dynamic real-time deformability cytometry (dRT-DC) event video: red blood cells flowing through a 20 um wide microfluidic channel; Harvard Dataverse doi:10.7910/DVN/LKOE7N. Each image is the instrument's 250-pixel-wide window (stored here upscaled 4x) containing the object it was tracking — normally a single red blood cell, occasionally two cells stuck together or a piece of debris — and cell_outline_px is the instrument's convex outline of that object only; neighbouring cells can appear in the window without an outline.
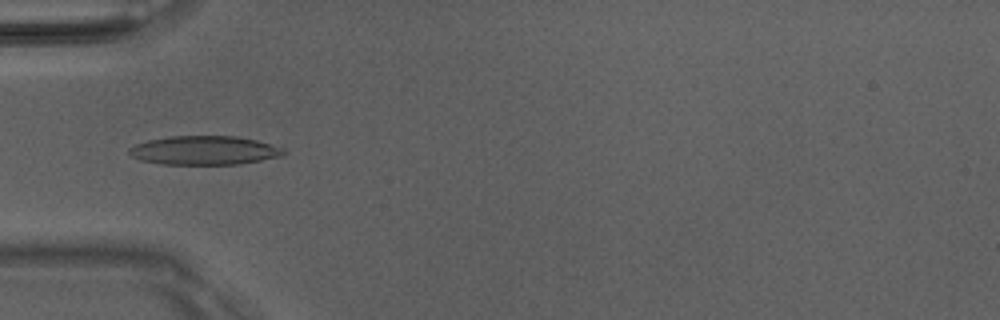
{"species": "Egyptian fruit bat (a non-hibernating species)", "species_latin": "Rousettus aegyptiacus", "temperature_condition": "room temperature", "stored_images_in_passage": 13, "camera_frame_rate_fps": 3000, "um_per_image_px": 0.085, "animal": {"sex": "male"}, "frame": {"image": 1, "passage_image": 7, "time_ms": 2.0, "image_size_px": [1000, 320], "cell_outline_px": [[284, 156], [240, 164], [160, 164], [140, 160], [132, 156], [128, 152], [128, 148], [136, 144], [148, 140], [168, 136], [236, 136], [256, 140], [284, 148]], "centroid_in_image_um": [17.36, 12.78], "position_along_channel_um": 67.6, "area_um2": 26.07}}
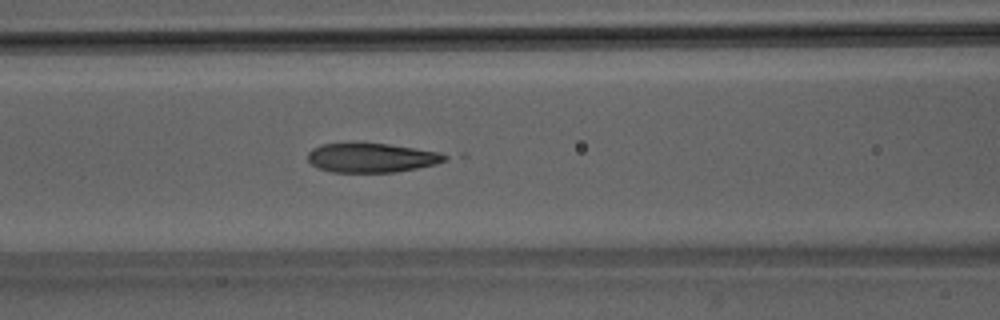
{"frame": {"image": 2, "passage_image": 12, "time_ms": 3.667, "image_size_px": [1000, 320], "cell_outline_px": [[452, 156], [436, 164], [396, 172], [332, 172], [320, 168], [312, 164], [308, 160], [308, 152], [312, 148], [320, 144], [388, 144], [440, 152]], "centroid_in_image_um": [31.61, 13.41], "position_along_channel_um": 135.0, "area_um2": 23.12}}